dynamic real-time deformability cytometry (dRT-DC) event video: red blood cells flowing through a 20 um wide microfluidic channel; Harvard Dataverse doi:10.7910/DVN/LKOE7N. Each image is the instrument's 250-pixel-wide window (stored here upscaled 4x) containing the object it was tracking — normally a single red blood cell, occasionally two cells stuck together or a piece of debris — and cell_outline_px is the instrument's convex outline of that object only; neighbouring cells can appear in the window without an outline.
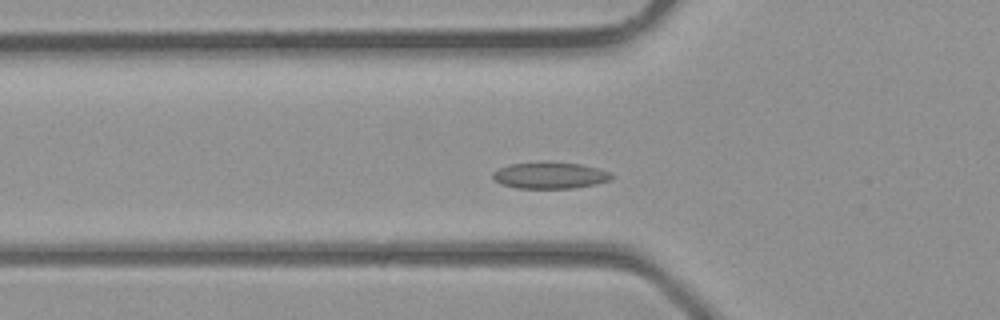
{"species": "common noctule bat (a hibernating species)", "species_latin": "Nyctalus noctula", "temperature_condition": "room temperature", "stored_images_in_passage": 34, "camera_frame_rate_fps": 3000, "um_per_image_px": 0.085, "animal": {"sex": "male", "body_mass_g": 23.1, "forearm_length_mm": 52.7}, "frame": {"image": 1, "passage_image": 9, "time_ms": 2.667, "image_size_px": [1000, 320], "cell_outline_px": [[616, 176], [608, 180], [596, 184], [572, 188], [516, 188], [500, 184], [492, 176], [492, 172], [508, 164], [540, 160], [544, 160], [580, 164], [596, 168], [608, 172]], "centroid_in_image_um": [46.7, 14.88], "position_along_channel_um": 79.1, "area_um2": 18.67}}
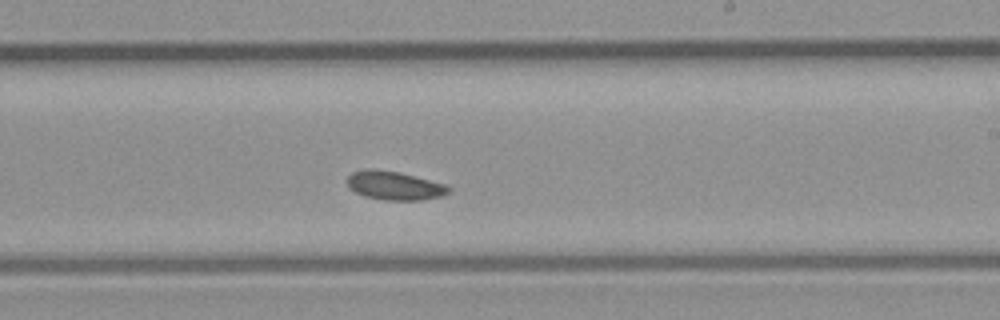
{"frame": {"image": 2, "passage_image": 19, "time_ms": 6.0, "image_size_px": [1000, 320], "cell_outline_px": [[452, 188], [444, 196], [424, 200], [384, 200], [364, 196], [356, 192], [348, 184], [348, 176], [352, 172], [368, 168], [372, 168], [400, 172], [448, 184]], "centroid_in_image_um": [33.6, 15.77], "position_along_channel_um": 255.4, "area_um2": 17.17}}
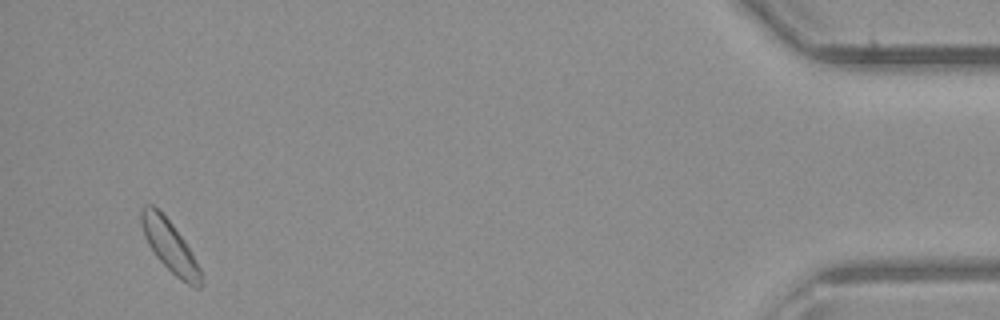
{"frame": {"image": 3, "passage_image": 33, "time_ms": 10.667, "image_size_px": [1000, 320], "cell_outline_px": [[200, 288], [196, 288], [180, 280], [156, 256], [148, 244], [144, 236], [140, 220], [140, 208], [144, 204], [152, 204], [172, 224], [184, 240], [200, 268]], "centroid_in_image_um": [14.38, 20.88], "position_along_channel_um": 420.8, "area_um2": 17.46}}